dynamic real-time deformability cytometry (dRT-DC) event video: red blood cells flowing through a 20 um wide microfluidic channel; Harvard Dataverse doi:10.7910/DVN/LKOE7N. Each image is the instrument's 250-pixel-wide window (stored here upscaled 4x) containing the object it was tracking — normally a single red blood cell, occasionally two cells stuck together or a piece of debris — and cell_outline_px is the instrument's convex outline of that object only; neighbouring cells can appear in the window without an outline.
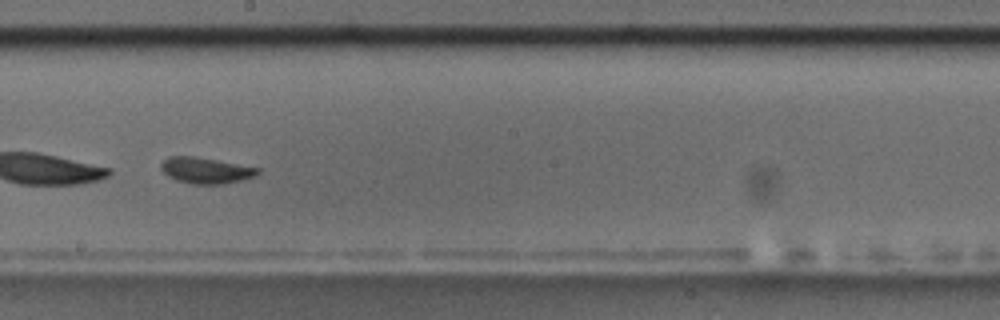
{"species": "common noctule bat (a hibernating species)", "species_latin": "Nyctalus noctula", "temperature_condition": "room temperature", "stored_images_in_passage": 57, "segment_of_instrument_passage": [2, 2], "camera_frame_rate_fps": 3000, "um_per_image_px": 0.085, "animal": {"sex": "male", "body_mass_g": 17.5, "forearm_length_mm": 52.3}, "frame": {"image": 1, "passage_image": 33, "time_ms": 10.667, "image_size_px": [1000, 320], "cell_outline_px": [[260, 172], [256, 176], [224, 184], [192, 184], [176, 180], [168, 176], [160, 168], [160, 164], [168, 156], [192, 156], [216, 160], [260, 168]], "centroid_in_image_um": [17.48, 14.49], "position_along_channel_um": 230.7, "area_um2": 14.62}}